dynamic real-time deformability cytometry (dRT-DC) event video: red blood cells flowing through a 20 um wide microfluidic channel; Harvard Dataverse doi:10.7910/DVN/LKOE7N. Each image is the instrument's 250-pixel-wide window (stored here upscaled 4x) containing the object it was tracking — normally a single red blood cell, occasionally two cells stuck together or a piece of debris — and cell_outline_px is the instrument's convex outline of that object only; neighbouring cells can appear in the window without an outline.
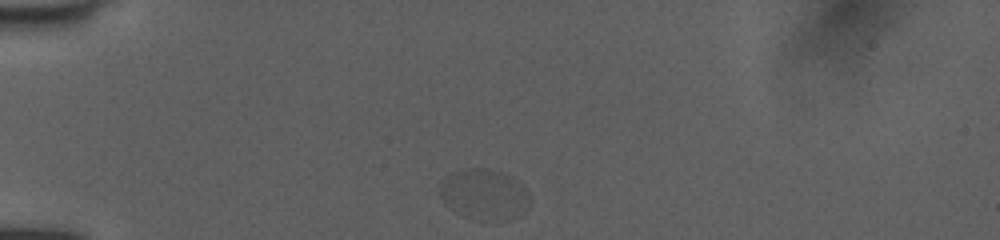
{"species": "human", "species_latin": "Homo sapiens", "temperature_condition": "room temperature", "stored_images_in_passage": 24, "camera_frame_rate_fps": 3000, "um_per_image_px": 0.085, "donor": {"sex": "female"}, "frame": {"image": 1, "passage_image": 1, "time_ms": 0.0, "image_size_px": [1000, 240], "cell_outline_px": [[528, 208], [524, 212], [484, 220], [480, 220], [456, 212], [448, 208], [444, 204], [440, 196], [440, 184], [452, 172], [468, 168], [488, 168], [500, 172], [508, 176], [520, 184], [528, 192]], "centroid_in_image_um": [41.08, 16.48], "position_along_channel_um": 43.9, "area_um2": 25.55}}
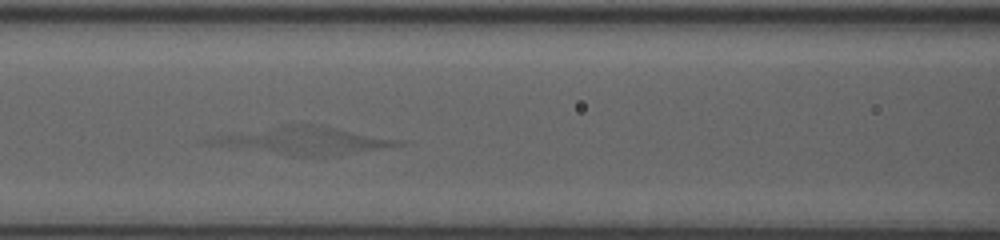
{"frame": {"image": 2, "passage_image": 11, "time_ms": 3.333, "image_size_px": [1000, 240], "cell_outline_px": [[408, 140], [404, 144], [344, 152], [312, 156], [304, 156], [212, 144], [212, 140], [220, 136], [284, 124], [312, 124]], "centroid_in_image_um": [25.98, 11.9], "position_along_channel_um": 140.6, "area_um2": 27.86}}
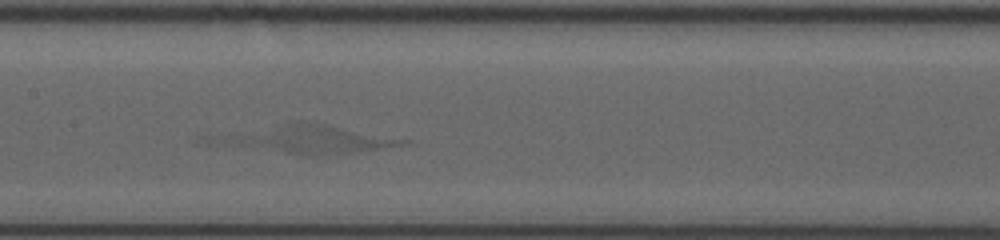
{"frame": {"image": 3, "passage_image": 14, "time_ms": 4.333, "image_size_px": [1000, 240], "cell_outline_px": [[412, 140], [408, 144], [324, 156], [304, 156], [288, 152], [264, 140], [296, 120], [300, 120], [324, 124]], "centroid_in_image_um": [27.93, 11.87], "position_along_channel_um": 179.5, "area_um2": 22.2}}